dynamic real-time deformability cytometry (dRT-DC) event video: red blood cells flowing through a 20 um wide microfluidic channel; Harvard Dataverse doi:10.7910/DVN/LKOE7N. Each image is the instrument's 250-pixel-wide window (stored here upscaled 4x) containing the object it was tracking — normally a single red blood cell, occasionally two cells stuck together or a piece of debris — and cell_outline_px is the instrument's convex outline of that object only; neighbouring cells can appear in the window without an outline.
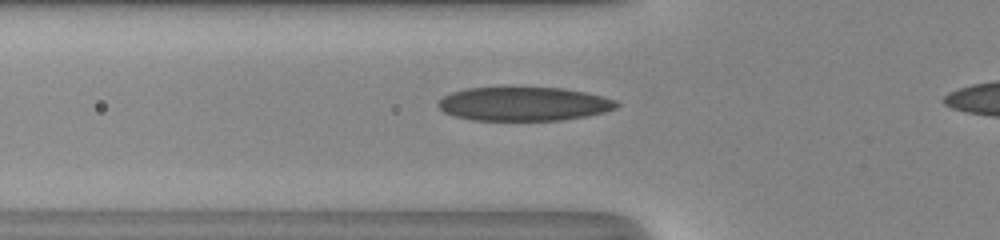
{"species": "human", "species_latin": "Homo sapiens", "temperature_condition": "room temperature", "stored_images_in_passage": 36, "camera_frame_rate_fps": 3000, "um_per_image_px": 0.085, "donor": {"sex": "male"}, "frame": {"image": 1, "passage_image": 9, "time_ms": 2.667, "image_size_px": [1000, 240], "cell_outline_px": [[620, 104], [616, 108], [604, 112], [588, 116], [560, 120], [472, 120], [456, 116], [444, 112], [436, 104], [444, 96], [452, 92], [468, 88], [508, 84], [512, 84], [564, 88], [584, 92], [616, 100]], "centroid_in_image_um": [44.5, 8.78], "position_along_channel_um": 81.3, "area_um2": 36.36}}
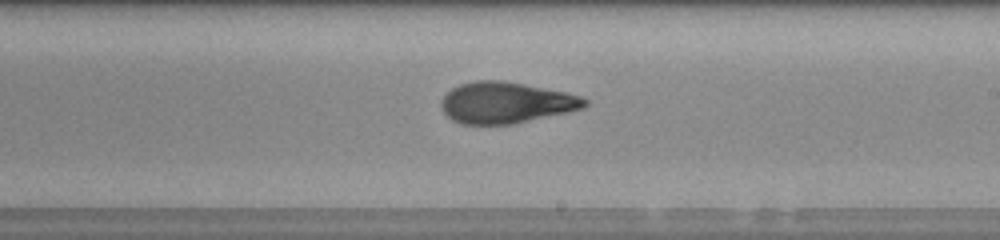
{"frame": {"image": 2, "passage_image": 21, "time_ms": 6.667, "image_size_px": [1000, 240], "cell_outline_px": [[588, 104], [584, 108], [568, 112], [512, 124], [460, 124], [452, 120], [440, 108], [440, 100], [452, 88], [460, 84], [476, 80], [504, 80], [564, 92], [580, 96], [588, 100]], "centroid_in_image_um": [42.98, 8.72], "position_along_channel_um": 246.0, "area_um2": 34.45}}
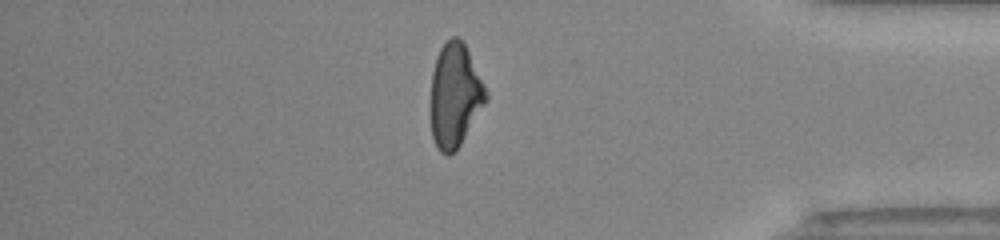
{"frame": {"image": 3, "passage_image": 34, "time_ms": 11.0, "image_size_px": [1000, 240], "cell_outline_px": [[488, 96], [484, 104], [460, 144], [448, 156], [440, 152], [436, 148], [432, 136], [428, 108], [432, 72], [436, 56], [440, 48], [452, 36], [456, 36], [464, 44], [488, 92]], "centroid_in_image_um": [38.6, 8.13], "position_along_channel_um": 396.6, "area_um2": 33.52}, "authors_computed_cell_mechanics": {"area_um2": 34.5355, "velocity_mm_per_s": 4.1165, "shape_relaxation_time_tau1_ms": 8.4396, "shape_relaxation_time_tau2_ms": 1.535, "deformation_change_tau1": 0.2636, "deformation_change_tau2": 0.0808}}